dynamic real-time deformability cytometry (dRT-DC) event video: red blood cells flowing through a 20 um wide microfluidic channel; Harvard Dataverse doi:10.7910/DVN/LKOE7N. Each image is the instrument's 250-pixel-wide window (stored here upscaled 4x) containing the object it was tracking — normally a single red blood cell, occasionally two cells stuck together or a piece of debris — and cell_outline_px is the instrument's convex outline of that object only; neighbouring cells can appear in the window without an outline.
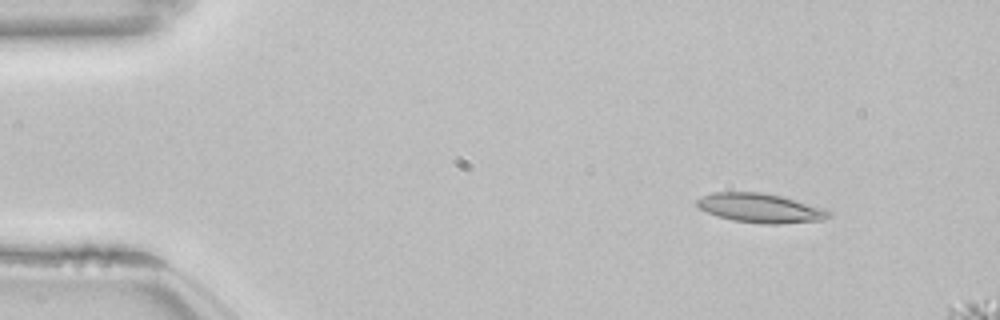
{"species": "common noctule bat (a hibernating species)", "species_latin": "Nyctalus noctula", "temperature_condition": "room temperature", "stored_images_in_passage": 13, "segment_of_instrument_passage": [1, 2], "camera_frame_rate_fps": 3000, "um_per_image_px": 0.085, "animal": {"sex": "female", "body_mass_g": 22.7, "forearm_length_mm": 54.2}, "frame": {"image": 1, "passage_image": 6, "time_ms": 1.667, "image_size_px": [1000, 320], "cell_outline_px": [[832, 216], [820, 220], [780, 224], [764, 224], [732, 220], [716, 216], [700, 208], [696, 204], [696, 200], [704, 196], [716, 192], [760, 192], [780, 196], [828, 208], [832, 212]], "centroid_in_image_um": [64.69, 17.69], "position_along_channel_um": 20.3, "area_um2": 22.48}}